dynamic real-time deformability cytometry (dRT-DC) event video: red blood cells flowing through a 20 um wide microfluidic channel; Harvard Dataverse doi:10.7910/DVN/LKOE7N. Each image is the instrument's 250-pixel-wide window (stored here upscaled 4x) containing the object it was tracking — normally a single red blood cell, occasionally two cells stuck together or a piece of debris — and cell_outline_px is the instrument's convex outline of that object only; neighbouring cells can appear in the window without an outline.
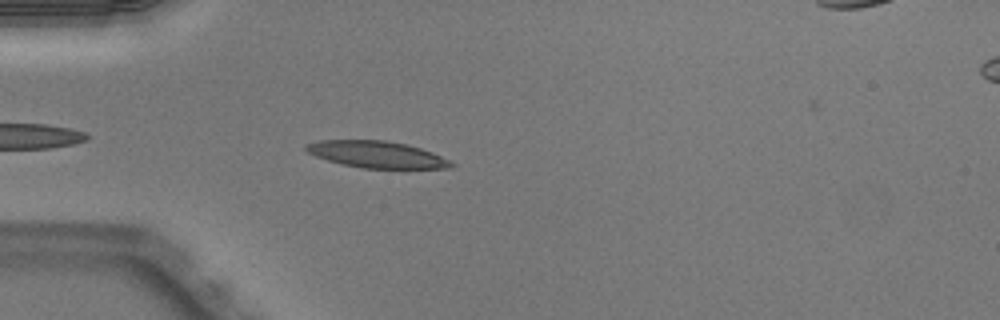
{"species": "Egyptian fruit bat (a non-hibernating species)", "species_latin": "Rousettus aegyptiacus", "temperature_condition": "warm", "stored_images_in_passage": 34, "camera_frame_rate_fps": 3000, "um_per_image_px": 0.085, "animal": {"sex": "male"}, "frame": {"image": 1, "passage_image": 3, "time_ms": 0.667, "image_size_px": [1000, 320], "cell_outline_px": [[456, 164], [452, 168], [360, 168], [328, 160], [316, 156], [308, 152], [304, 148], [308, 144], [320, 140], [384, 140], [408, 144], [432, 152]], "centroid_in_image_um": [32.05, 13.13], "position_along_channel_um": 53.0, "area_um2": 22.37}}
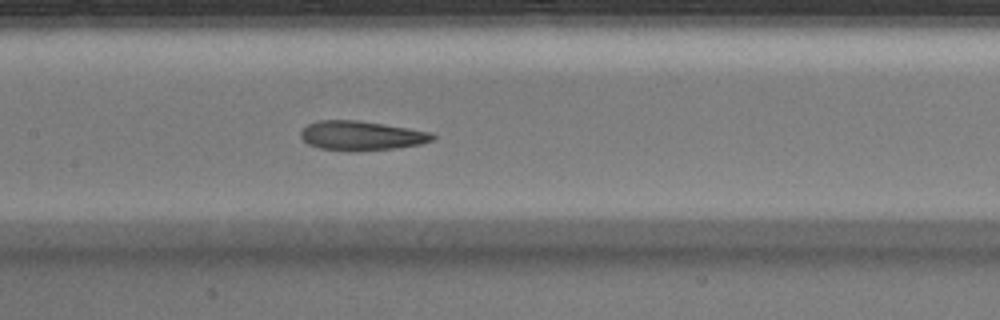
{"frame": {"image": 2, "passage_image": 13, "time_ms": 4.0, "image_size_px": [1000, 320], "cell_outline_px": [[436, 136], [432, 140], [420, 144], [396, 148], [348, 152], [320, 148], [308, 144], [300, 136], [300, 132], [308, 124], [320, 120], [360, 120], [432, 132]], "centroid_in_image_um": [30.71, 11.53], "position_along_channel_um": 176.7, "area_um2": 22.66}}
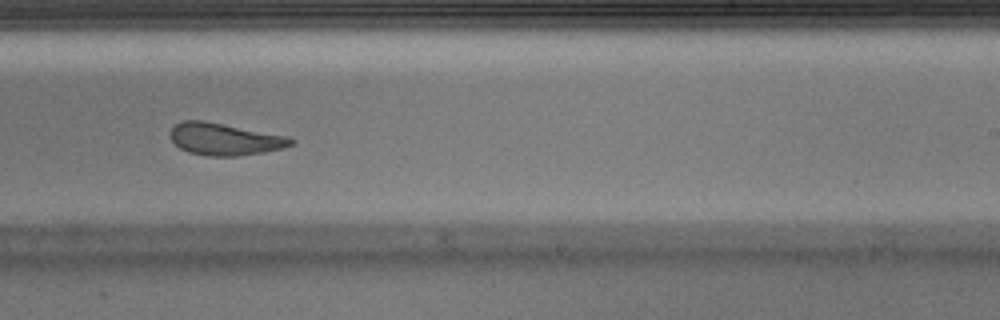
{"frame": {"image": 3, "passage_image": 20, "time_ms": 6.333, "image_size_px": [1000, 320], "cell_outline_px": [[296, 140], [292, 144], [284, 148], [264, 152], [236, 156], [208, 156], [188, 152], [180, 148], [168, 136], [168, 132], [176, 124], [184, 120], [204, 120], [288, 136]], "centroid_in_image_um": [19.09, 11.82], "position_along_channel_um": 269.9, "area_um2": 22.72}, "authors_computed_cell_mechanics": {"area_um2": 23.0044, "velocity_mm_per_s": 4.0099, "shape_relaxation_time_tau1_ms": 3.9687, "shape_relaxation_time_tau2_ms": 1.9794, "deformation_change_tau1": 0.1778, "deformation_change_tau2": 0.1095}}